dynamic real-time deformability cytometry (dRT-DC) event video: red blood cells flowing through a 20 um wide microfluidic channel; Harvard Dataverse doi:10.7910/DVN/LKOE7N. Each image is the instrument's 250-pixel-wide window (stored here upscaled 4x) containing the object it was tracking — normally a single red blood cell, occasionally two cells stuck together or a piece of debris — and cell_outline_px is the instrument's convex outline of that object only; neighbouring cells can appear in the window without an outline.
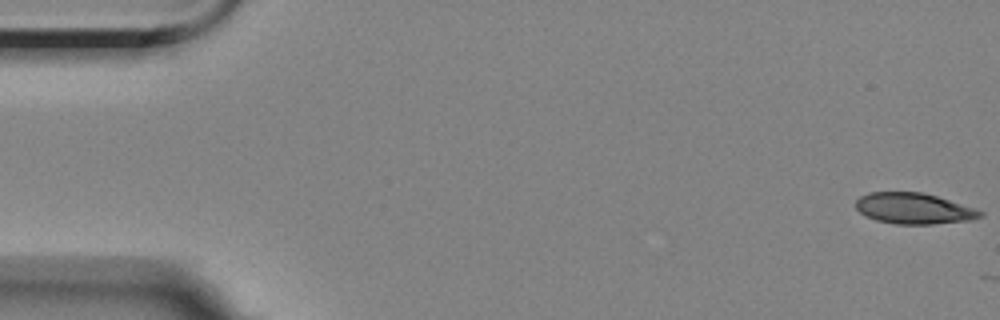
{"species": "Egyptian fruit bat (a non-hibernating species)", "species_latin": "Rousettus aegyptiacus", "temperature_condition": "room temperature", "stored_images_in_passage": 4, "camera_frame_rate_fps": 3000, "um_per_image_px": 0.085, "animal": {"sex": "female"}, "frame": {"image": 1, "passage_image": 1, "time_ms": 0.0, "image_size_px": [1000, 320], "cell_outline_px": [[984, 216], [972, 220], [932, 224], [896, 224], [876, 220], [864, 216], [856, 208], [856, 200], [860, 196], [868, 192], [924, 192], [976, 208], [984, 212]], "centroid_in_image_um": [77.69, 17.72], "position_along_channel_um": 7.3, "area_um2": 22.66}}